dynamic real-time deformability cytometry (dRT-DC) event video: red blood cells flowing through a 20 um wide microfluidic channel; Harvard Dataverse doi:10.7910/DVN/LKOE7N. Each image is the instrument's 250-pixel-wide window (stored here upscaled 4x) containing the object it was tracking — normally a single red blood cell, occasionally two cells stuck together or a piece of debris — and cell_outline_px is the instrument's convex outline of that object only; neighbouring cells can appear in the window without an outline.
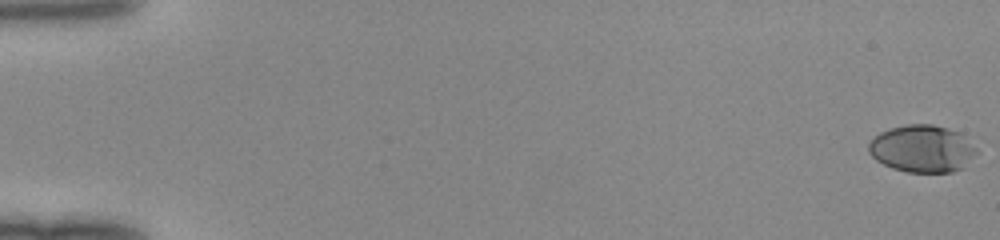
{"species": "human", "species_latin": "Homo sapiens", "temperature_condition": "room temperature", "stored_images_in_passage": 51, "camera_frame_rate_fps": 3000, "um_per_image_px": 0.085, "donor": {"sex": "female"}, "frame": {"image": 1, "passage_image": 1, "time_ms": 0.0, "image_size_px": [1000, 240], "cell_outline_px": [[980, 152], [964, 168], [952, 172], [908, 172], [892, 168], [876, 160], [868, 152], [868, 144], [880, 132], [904, 124], [932, 124], [948, 128], [960, 132], [980, 144]], "centroid_in_image_um": [78.51, 12.63], "position_along_channel_um": 6.5, "area_um2": 30.52}}
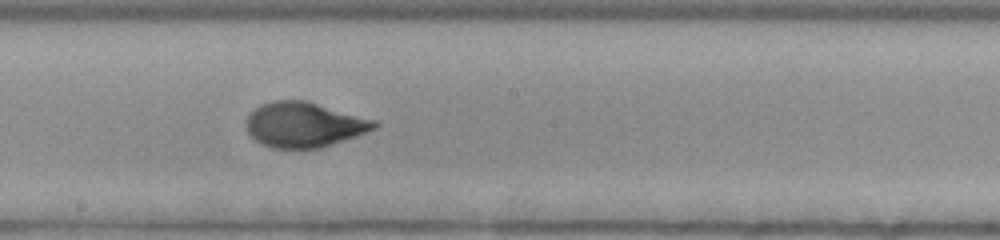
{"frame": {"image": 2, "passage_image": 30, "time_ms": 9.667, "image_size_px": [1000, 240], "cell_outline_px": [[380, 124], [376, 128], [368, 132], [320, 148], [272, 148], [260, 144], [248, 132], [244, 124], [244, 120], [248, 112], [260, 104], [272, 100], [308, 100], [376, 120]], "centroid_in_image_um": [25.82, 10.58], "position_along_channel_um": 222.4, "area_um2": 34.22}}
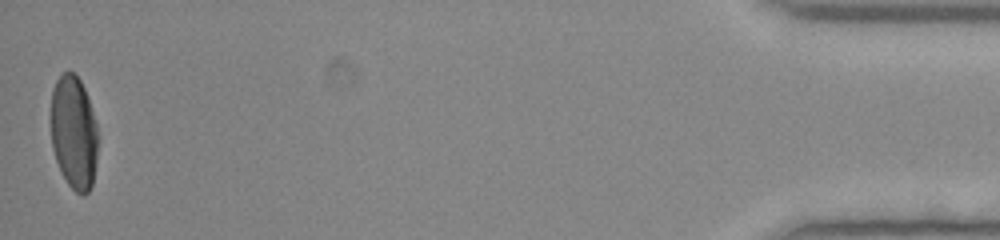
{"frame": {"image": 3, "passage_image": 51, "time_ms": 16.667, "image_size_px": [1000, 240], "cell_outline_px": [[96, 160], [92, 184], [88, 192], [84, 196], [76, 192], [68, 184], [60, 172], [52, 148], [52, 88], [56, 80], [64, 72], [72, 72], [80, 80], [84, 88], [96, 124]], "centroid_in_image_um": [6.26, 11.29], "position_along_channel_um": 428.9, "area_um2": 30.63}}